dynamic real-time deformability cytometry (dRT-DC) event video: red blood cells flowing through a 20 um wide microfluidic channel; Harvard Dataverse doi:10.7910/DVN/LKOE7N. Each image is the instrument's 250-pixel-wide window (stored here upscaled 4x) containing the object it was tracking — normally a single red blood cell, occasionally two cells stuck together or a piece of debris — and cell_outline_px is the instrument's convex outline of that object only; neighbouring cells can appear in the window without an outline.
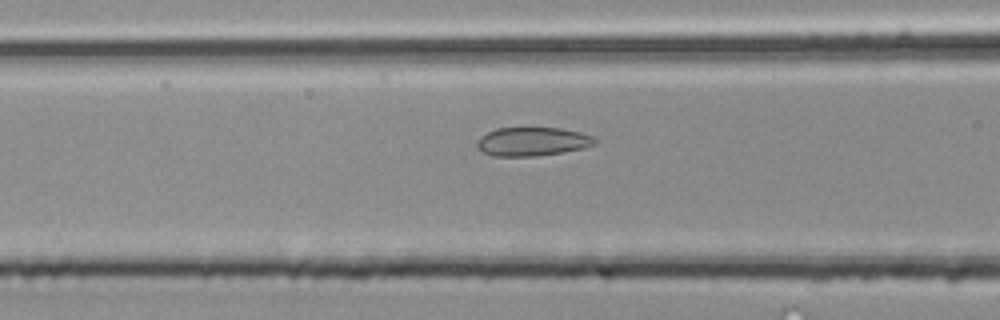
{"species": "common noctule bat (a hibernating species)", "species_latin": "Nyctalus noctula", "temperature_condition": "room temperature", "stored_images_in_passage": 29, "camera_frame_rate_fps": 3000, "um_per_image_px": 0.085, "animal": {"sex": "male", "body_mass_g": 20.4}, "frame": {"image": 1, "passage_image": 12, "time_ms": 3.667, "image_size_px": [1000, 320], "cell_outline_px": [[596, 144], [584, 148], [564, 152], [536, 156], [492, 156], [476, 148], [476, 140], [480, 136], [496, 128], [560, 128], [580, 132], [592, 136], [596, 140]], "centroid_in_image_um": [45.23, 12.04], "position_along_channel_um": 121.4, "area_um2": 19.83}}
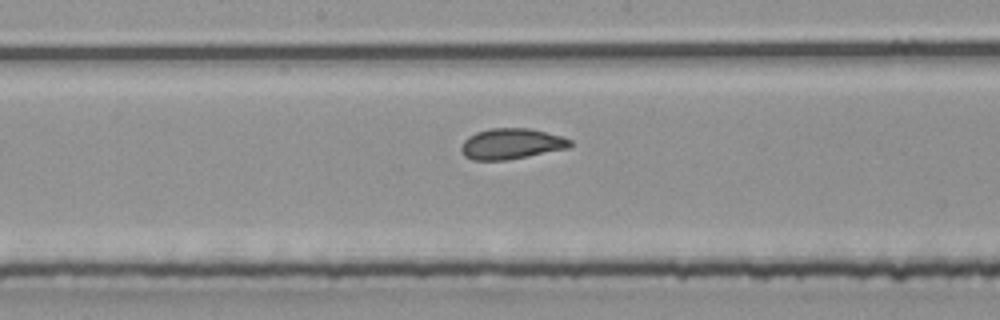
{"frame": {"image": 2, "passage_image": 18, "time_ms": 5.667, "image_size_px": [1000, 320], "cell_outline_px": [[572, 144], [568, 148], [528, 156], [504, 160], [472, 160], [464, 156], [460, 148], [464, 140], [468, 136], [476, 132], [488, 128], [532, 128], [560, 136], [572, 140]], "centroid_in_image_um": [43.44, 12.21], "position_along_channel_um": 204.8, "area_um2": 19.54}}
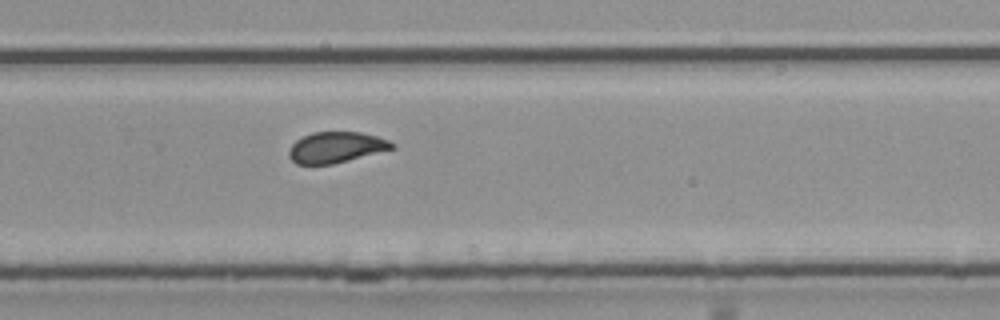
{"frame": {"image": 3, "passage_image": 25, "time_ms": 8.0, "image_size_px": [1000, 320], "cell_outline_px": [[396, 148], [332, 164], [296, 164], [288, 156], [288, 152], [292, 144], [296, 140], [312, 132], [360, 132], [376, 136], [388, 140], [396, 144]], "centroid_in_image_um": [28.57, 12.52], "position_along_channel_um": 301.2, "area_um2": 18.5}}